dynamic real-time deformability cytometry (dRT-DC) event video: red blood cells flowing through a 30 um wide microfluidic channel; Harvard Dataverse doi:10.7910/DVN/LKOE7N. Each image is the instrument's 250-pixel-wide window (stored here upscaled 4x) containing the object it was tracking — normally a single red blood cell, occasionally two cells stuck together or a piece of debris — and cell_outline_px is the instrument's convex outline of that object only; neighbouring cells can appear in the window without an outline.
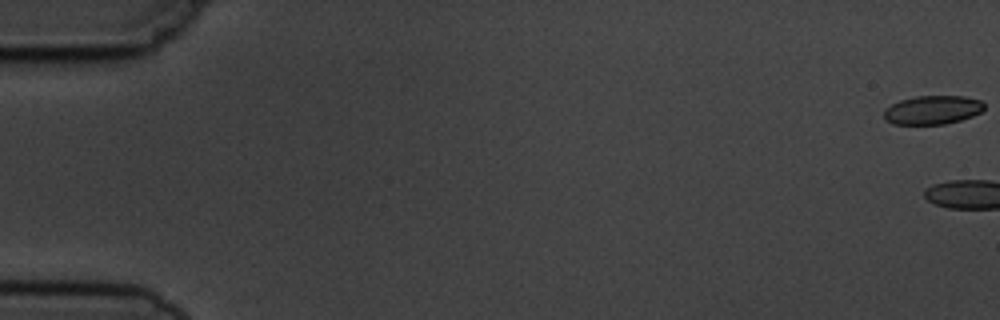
{"species": "common noctule bat (a hibernating species)", "species_latin": "Nyctalus noctula", "temperature_condition": "cold", "stored_images_in_passage": 6, "camera_frame_rate_fps": 3000, "um_per_image_px": 0.085, "animal": {"sex": "male", "body_mass_g": 19.5, "forearm_length_mm": 54.6}, "frame": {"image": 1, "passage_image": 1, "time_ms": 0.0, "image_size_px": [1000, 320], "cell_outline_px": [[984, 108], [980, 112], [972, 116], [960, 120], [944, 124], [892, 124], [884, 120], [884, 108], [900, 100], [916, 96], [964, 96], [980, 100], [984, 104]], "centroid_in_image_um": [79.23, 9.34], "position_along_channel_um": 5.8, "area_um2": 16.82}}